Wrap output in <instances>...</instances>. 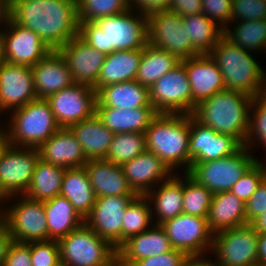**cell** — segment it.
<instances>
[{
	"label": "cell",
	"instance_id": "obj_1",
	"mask_svg": "<svg viewBox=\"0 0 266 266\" xmlns=\"http://www.w3.org/2000/svg\"><path fill=\"white\" fill-rule=\"evenodd\" d=\"M8 17L36 32L52 50L78 35L77 0H8Z\"/></svg>",
	"mask_w": 266,
	"mask_h": 266
},
{
	"label": "cell",
	"instance_id": "obj_2",
	"mask_svg": "<svg viewBox=\"0 0 266 266\" xmlns=\"http://www.w3.org/2000/svg\"><path fill=\"white\" fill-rule=\"evenodd\" d=\"M131 11L129 8L96 21L79 22L78 36L106 55L113 51L143 49L148 44L147 15L134 17Z\"/></svg>",
	"mask_w": 266,
	"mask_h": 266
},
{
	"label": "cell",
	"instance_id": "obj_3",
	"mask_svg": "<svg viewBox=\"0 0 266 266\" xmlns=\"http://www.w3.org/2000/svg\"><path fill=\"white\" fill-rule=\"evenodd\" d=\"M254 97L245 93L224 90L196 105L191 114L214 131L234 137L245 145L249 127L251 104Z\"/></svg>",
	"mask_w": 266,
	"mask_h": 266
},
{
	"label": "cell",
	"instance_id": "obj_4",
	"mask_svg": "<svg viewBox=\"0 0 266 266\" xmlns=\"http://www.w3.org/2000/svg\"><path fill=\"white\" fill-rule=\"evenodd\" d=\"M190 114L158 113L145 131L146 148L161 158L173 171L182 164L188 172ZM187 164V165H186Z\"/></svg>",
	"mask_w": 266,
	"mask_h": 266
},
{
	"label": "cell",
	"instance_id": "obj_5",
	"mask_svg": "<svg viewBox=\"0 0 266 266\" xmlns=\"http://www.w3.org/2000/svg\"><path fill=\"white\" fill-rule=\"evenodd\" d=\"M209 55L220 69L227 90L251 97L263 94L266 76L248 50L233 45L223 36Z\"/></svg>",
	"mask_w": 266,
	"mask_h": 266
},
{
	"label": "cell",
	"instance_id": "obj_6",
	"mask_svg": "<svg viewBox=\"0 0 266 266\" xmlns=\"http://www.w3.org/2000/svg\"><path fill=\"white\" fill-rule=\"evenodd\" d=\"M13 111L6 130L9 145L38 148L60 128L46 99L37 98Z\"/></svg>",
	"mask_w": 266,
	"mask_h": 266
},
{
	"label": "cell",
	"instance_id": "obj_7",
	"mask_svg": "<svg viewBox=\"0 0 266 266\" xmlns=\"http://www.w3.org/2000/svg\"><path fill=\"white\" fill-rule=\"evenodd\" d=\"M57 242L60 261L68 266H117V249L85 222Z\"/></svg>",
	"mask_w": 266,
	"mask_h": 266
},
{
	"label": "cell",
	"instance_id": "obj_8",
	"mask_svg": "<svg viewBox=\"0 0 266 266\" xmlns=\"http://www.w3.org/2000/svg\"><path fill=\"white\" fill-rule=\"evenodd\" d=\"M248 150L245 145H242L229 156L212 161L191 162V168L187 173L213 194L230 191L258 160L250 155Z\"/></svg>",
	"mask_w": 266,
	"mask_h": 266
},
{
	"label": "cell",
	"instance_id": "obj_9",
	"mask_svg": "<svg viewBox=\"0 0 266 266\" xmlns=\"http://www.w3.org/2000/svg\"><path fill=\"white\" fill-rule=\"evenodd\" d=\"M149 93L157 113L192 114V91L184 60L159 78Z\"/></svg>",
	"mask_w": 266,
	"mask_h": 266
},
{
	"label": "cell",
	"instance_id": "obj_10",
	"mask_svg": "<svg viewBox=\"0 0 266 266\" xmlns=\"http://www.w3.org/2000/svg\"><path fill=\"white\" fill-rule=\"evenodd\" d=\"M183 24V17L169 10L148 15V43L174 54L180 60L200 55L193 48Z\"/></svg>",
	"mask_w": 266,
	"mask_h": 266
},
{
	"label": "cell",
	"instance_id": "obj_11",
	"mask_svg": "<svg viewBox=\"0 0 266 266\" xmlns=\"http://www.w3.org/2000/svg\"><path fill=\"white\" fill-rule=\"evenodd\" d=\"M258 233L251 224L225 229L214 234L212 248L216 266H255Z\"/></svg>",
	"mask_w": 266,
	"mask_h": 266
},
{
	"label": "cell",
	"instance_id": "obj_12",
	"mask_svg": "<svg viewBox=\"0 0 266 266\" xmlns=\"http://www.w3.org/2000/svg\"><path fill=\"white\" fill-rule=\"evenodd\" d=\"M160 225L172 247L189 258H202L203 253L212 248L214 233L210 230L207 218L181 213Z\"/></svg>",
	"mask_w": 266,
	"mask_h": 266
},
{
	"label": "cell",
	"instance_id": "obj_13",
	"mask_svg": "<svg viewBox=\"0 0 266 266\" xmlns=\"http://www.w3.org/2000/svg\"><path fill=\"white\" fill-rule=\"evenodd\" d=\"M38 159V148H18L7 143L1 148L0 190L7 197L6 200L15 194L17 197L26 193Z\"/></svg>",
	"mask_w": 266,
	"mask_h": 266
},
{
	"label": "cell",
	"instance_id": "obj_14",
	"mask_svg": "<svg viewBox=\"0 0 266 266\" xmlns=\"http://www.w3.org/2000/svg\"><path fill=\"white\" fill-rule=\"evenodd\" d=\"M19 203L0 213V220L5 224L15 242L29 243L48 241L49 233L43 201H35L23 195Z\"/></svg>",
	"mask_w": 266,
	"mask_h": 266
},
{
	"label": "cell",
	"instance_id": "obj_15",
	"mask_svg": "<svg viewBox=\"0 0 266 266\" xmlns=\"http://www.w3.org/2000/svg\"><path fill=\"white\" fill-rule=\"evenodd\" d=\"M46 100L51 106L57 124L69 128L95 113L96 91L90 86L73 83L50 95Z\"/></svg>",
	"mask_w": 266,
	"mask_h": 266
},
{
	"label": "cell",
	"instance_id": "obj_16",
	"mask_svg": "<svg viewBox=\"0 0 266 266\" xmlns=\"http://www.w3.org/2000/svg\"><path fill=\"white\" fill-rule=\"evenodd\" d=\"M5 24L9 30L1 33L4 62L32 67L52 51L36 32L14 23L9 17Z\"/></svg>",
	"mask_w": 266,
	"mask_h": 266
},
{
	"label": "cell",
	"instance_id": "obj_17",
	"mask_svg": "<svg viewBox=\"0 0 266 266\" xmlns=\"http://www.w3.org/2000/svg\"><path fill=\"white\" fill-rule=\"evenodd\" d=\"M137 195L98 197L84 222L114 248L122 245V219Z\"/></svg>",
	"mask_w": 266,
	"mask_h": 266
},
{
	"label": "cell",
	"instance_id": "obj_18",
	"mask_svg": "<svg viewBox=\"0 0 266 266\" xmlns=\"http://www.w3.org/2000/svg\"><path fill=\"white\" fill-rule=\"evenodd\" d=\"M58 51L66 60L74 83L90 86L96 91V83L106 54L88 45L78 35Z\"/></svg>",
	"mask_w": 266,
	"mask_h": 266
},
{
	"label": "cell",
	"instance_id": "obj_19",
	"mask_svg": "<svg viewBox=\"0 0 266 266\" xmlns=\"http://www.w3.org/2000/svg\"><path fill=\"white\" fill-rule=\"evenodd\" d=\"M241 146L234 137L214 131L190 114L189 154L192 162L223 158L233 154Z\"/></svg>",
	"mask_w": 266,
	"mask_h": 266
},
{
	"label": "cell",
	"instance_id": "obj_20",
	"mask_svg": "<svg viewBox=\"0 0 266 266\" xmlns=\"http://www.w3.org/2000/svg\"><path fill=\"white\" fill-rule=\"evenodd\" d=\"M37 99L31 67L0 63V109H17Z\"/></svg>",
	"mask_w": 266,
	"mask_h": 266
},
{
	"label": "cell",
	"instance_id": "obj_21",
	"mask_svg": "<svg viewBox=\"0 0 266 266\" xmlns=\"http://www.w3.org/2000/svg\"><path fill=\"white\" fill-rule=\"evenodd\" d=\"M192 91V113L200 102L226 90L223 75L209 54L184 59Z\"/></svg>",
	"mask_w": 266,
	"mask_h": 266
},
{
	"label": "cell",
	"instance_id": "obj_22",
	"mask_svg": "<svg viewBox=\"0 0 266 266\" xmlns=\"http://www.w3.org/2000/svg\"><path fill=\"white\" fill-rule=\"evenodd\" d=\"M121 167L129 186L137 195H145L153 189L151 188L153 184H157L159 181L163 182L172 176V170L166 163L148 150L124 163Z\"/></svg>",
	"mask_w": 266,
	"mask_h": 266
},
{
	"label": "cell",
	"instance_id": "obj_23",
	"mask_svg": "<svg viewBox=\"0 0 266 266\" xmlns=\"http://www.w3.org/2000/svg\"><path fill=\"white\" fill-rule=\"evenodd\" d=\"M35 94L39 99L71 86L74 81L66 60L58 50L50 51L44 58L31 67Z\"/></svg>",
	"mask_w": 266,
	"mask_h": 266
},
{
	"label": "cell",
	"instance_id": "obj_24",
	"mask_svg": "<svg viewBox=\"0 0 266 266\" xmlns=\"http://www.w3.org/2000/svg\"><path fill=\"white\" fill-rule=\"evenodd\" d=\"M169 238L161 225L130 237L117 249V266H131L135 261L172 251Z\"/></svg>",
	"mask_w": 266,
	"mask_h": 266
},
{
	"label": "cell",
	"instance_id": "obj_25",
	"mask_svg": "<svg viewBox=\"0 0 266 266\" xmlns=\"http://www.w3.org/2000/svg\"><path fill=\"white\" fill-rule=\"evenodd\" d=\"M39 158L66 169L83 167L87 162L81 144L70 128L60 127L38 147Z\"/></svg>",
	"mask_w": 266,
	"mask_h": 266
},
{
	"label": "cell",
	"instance_id": "obj_26",
	"mask_svg": "<svg viewBox=\"0 0 266 266\" xmlns=\"http://www.w3.org/2000/svg\"><path fill=\"white\" fill-rule=\"evenodd\" d=\"M84 167L96 198L137 195L129 186L121 166L106 159H90Z\"/></svg>",
	"mask_w": 266,
	"mask_h": 266
},
{
	"label": "cell",
	"instance_id": "obj_27",
	"mask_svg": "<svg viewBox=\"0 0 266 266\" xmlns=\"http://www.w3.org/2000/svg\"><path fill=\"white\" fill-rule=\"evenodd\" d=\"M95 107H115L135 109L153 107L150 101L149 88L136 80L110 84L96 93Z\"/></svg>",
	"mask_w": 266,
	"mask_h": 266
},
{
	"label": "cell",
	"instance_id": "obj_28",
	"mask_svg": "<svg viewBox=\"0 0 266 266\" xmlns=\"http://www.w3.org/2000/svg\"><path fill=\"white\" fill-rule=\"evenodd\" d=\"M95 113L114 134L145 133L153 118L158 114L153 107L128 110L115 107H95Z\"/></svg>",
	"mask_w": 266,
	"mask_h": 266
},
{
	"label": "cell",
	"instance_id": "obj_29",
	"mask_svg": "<svg viewBox=\"0 0 266 266\" xmlns=\"http://www.w3.org/2000/svg\"><path fill=\"white\" fill-rule=\"evenodd\" d=\"M210 230L219 231L248 224L245 204L230 191L214 193L207 216Z\"/></svg>",
	"mask_w": 266,
	"mask_h": 266
},
{
	"label": "cell",
	"instance_id": "obj_30",
	"mask_svg": "<svg viewBox=\"0 0 266 266\" xmlns=\"http://www.w3.org/2000/svg\"><path fill=\"white\" fill-rule=\"evenodd\" d=\"M69 128L81 144L87 160L106 159L114 133L102 123L96 113Z\"/></svg>",
	"mask_w": 266,
	"mask_h": 266
},
{
	"label": "cell",
	"instance_id": "obj_31",
	"mask_svg": "<svg viewBox=\"0 0 266 266\" xmlns=\"http://www.w3.org/2000/svg\"><path fill=\"white\" fill-rule=\"evenodd\" d=\"M143 49L120 50L107 54L96 83V93L110 84L136 79Z\"/></svg>",
	"mask_w": 266,
	"mask_h": 266
},
{
	"label": "cell",
	"instance_id": "obj_32",
	"mask_svg": "<svg viewBox=\"0 0 266 266\" xmlns=\"http://www.w3.org/2000/svg\"><path fill=\"white\" fill-rule=\"evenodd\" d=\"M60 195L66 197L78 214L85 219L96 201L86 168L65 169Z\"/></svg>",
	"mask_w": 266,
	"mask_h": 266
},
{
	"label": "cell",
	"instance_id": "obj_33",
	"mask_svg": "<svg viewBox=\"0 0 266 266\" xmlns=\"http://www.w3.org/2000/svg\"><path fill=\"white\" fill-rule=\"evenodd\" d=\"M43 207L47 219L49 240L58 241L84 223V219L64 196L57 195L43 201Z\"/></svg>",
	"mask_w": 266,
	"mask_h": 266
},
{
	"label": "cell",
	"instance_id": "obj_34",
	"mask_svg": "<svg viewBox=\"0 0 266 266\" xmlns=\"http://www.w3.org/2000/svg\"><path fill=\"white\" fill-rule=\"evenodd\" d=\"M144 196L150 201L154 200L158 215L156 225L183 213V180L177 178V175L163 181L158 191L150 190Z\"/></svg>",
	"mask_w": 266,
	"mask_h": 266
},
{
	"label": "cell",
	"instance_id": "obj_35",
	"mask_svg": "<svg viewBox=\"0 0 266 266\" xmlns=\"http://www.w3.org/2000/svg\"><path fill=\"white\" fill-rule=\"evenodd\" d=\"M65 169L43 162L39 158L34 167L31 183L24 196L35 201H45L60 195Z\"/></svg>",
	"mask_w": 266,
	"mask_h": 266
},
{
	"label": "cell",
	"instance_id": "obj_36",
	"mask_svg": "<svg viewBox=\"0 0 266 266\" xmlns=\"http://www.w3.org/2000/svg\"><path fill=\"white\" fill-rule=\"evenodd\" d=\"M180 61L174 54L148 43L143 48L135 80L150 88Z\"/></svg>",
	"mask_w": 266,
	"mask_h": 266
},
{
	"label": "cell",
	"instance_id": "obj_37",
	"mask_svg": "<svg viewBox=\"0 0 266 266\" xmlns=\"http://www.w3.org/2000/svg\"><path fill=\"white\" fill-rule=\"evenodd\" d=\"M183 28L187 29L193 48L201 54H209L223 37L224 30L203 13L183 17Z\"/></svg>",
	"mask_w": 266,
	"mask_h": 266
},
{
	"label": "cell",
	"instance_id": "obj_38",
	"mask_svg": "<svg viewBox=\"0 0 266 266\" xmlns=\"http://www.w3.org/2000/svg\"><path fill=\"white\" fill-rule=\"evenodd\" d=\"M232 30L226 28L223 36L233 45L248 51L266 48V19L240 21Z\"/></svg>",
	"mask_w": 266,
	"mask_h": 266
},
{
	"label": "cell",
	"instance_id": "obj_39",
	"mask_svg": "<svg viewBox=\"0 0 266 266\" xmlns=\"http://www.w3.org/2000/svg\"><path fill=\"white\" fill-rule=\"evenodd\" d=\"M146 150L145 133L130 132L114 134L106 160L122 166Z\"/></svg>",
	"mask_w": 266,
	"mask_h": 266
},
{
	"label": "cell",
	"instance_id": "obj_40",
	"mask_svg": "<svg viewBox=\"0 0 266 266\" xmlns=\"http://www.w3.org/2000/svg\"><path fill=\"white\" fill-rule=\"evenodd\" d=\"M144 195H137L127 206L122 219V244L130 237L149 229L153 209Z\"/></svg>",
	"mask_w": 266,
	"mask_h": 266
},
{
	"label": "cell",
	"instance_id": "obj_41",
	"mask_svg": "<svg viewBox=\"0 0 266 266\" xmlns=\"http://www.w3.org/2000/svg\"><path fill=\"white\" fill-rule=\"evenodd\" d=\"M185 175L183 180V213L207 218L213 193L199 184L187 172Z\"/></svg>",
	"mask_w": 266,
	"mask_h": 266
},
{
	"label": "cell",
	"instance_id": "obj_42",
	"mask_svg": "<svg viewBox=\"0 0 266 266\" xmlns=\"http://www.w3.org/2000/svg\"><path fill=\"white\" fill-rule=\"evenodd\" d=\"M129 8V0H77V17L79 22L96 21Z\"/></svg>",
	"mask_w": 266,
	"mask_h": 266
},
{
	"label": "cell",
	"instance_id": "obj_43",
	"mask_svg": "<svg viewBox=\"0 0 266 266\" xmlns=\"http://www.w3.org/2000/svg\"><path fill=\"white\" fill-rule=\"evenodd\" d=\"M265 178L266 167L261 161L257 160L233 185L230 192L235 194L245 204Z\"/></svg>",
	"mask_w": 266,
	"mask_h": 266
},
{
	"label": "cell",
	"instance_id": "obj_44",
	"mask_svg": "<svg viewBox=\"0 0 266 266\" xmlns=\"http://www.w3.org/2000/svg\"><path fill=\"white\" fill-rule=\"evenodd\" d=\"M251 110H254V112L252 111L254 114L253 118L250 117L249 133L245 142V146H251L250 142L253 143L256 137V139L258 138L259 141H261L266 147V98L263 95L254 97L250 112Z\"/></svg>",
	"mask_w": 266,
	"mask_h": 266
},
{
	"label": "cell",
	"instance_id": "obj_45",
	"mask_svg": "<svg viewBox=\"0 0 266 266\" xmlns=\"http://www.w3.org/2000/svg\"><path fill=\"white\" fill-rule=\"evenodd\" d=\"M26 244L30 247L32 266H55L60 261L59 244L56 240Z\"/></svg>",
	"mask_w": 266,
	"mask_h": 266
},
{
	"label": "cell",
	"instance_id": "obj_46",
	"mask_svg": "<svg viewBox=\"0 0 266 266\" xmlns=\"http://www.w3.org/2000/svg\"><path fill=\"white\" fill-rule=\"evenodd\" d=\"M238 19L241 21L266 19V0H232L231 20Z\"/></svg>",
	"mask_w": 266,
	"mask_h": 266
},
{
	"label": "cell",
	"instance_id": "obj_47",
	"mask_svg": "<svg viewBox=\"0 0 266 266\" xmlns=\"http://www.w3.org/2000/svg\"><path fill=\"white\" fill-rule=\"evenodd\" d=\"M232 0H202V13L223 29L231 20ZM225 25V26H224Z\"/></svg>",
	"mask_w": 266,
	"mask_h": 266
},
{
	"label": "cell",
	"instance_id": "obj_48",
	"mask_svg": "<svg viewBox=\"0 0 266 266\" xmlns=\"http://www.w3.org/2000/svg\"><path fill=\"white\" fill-rule=\"evenodd\" d=\"M189 257L179 250L135 261L131 266H184Z\"/></svg>",
	"mask_w": 266,
	"mask_h": 266
},
{
	"label": "cell",
	"instance_id": "obj_49",
	"mask_svg": "<svg viewBox=\"0 0 266 266\" xmlns=\"http://www.w3.org/2000/svg\"><path fill=\"white\" fill-rule=\"evenodd\" d=\"M245 212L248 224L266 212V178L245 203Z\"/></svg>",
	"mask_w": 266,
	"mask_h": 266
},
{
	"label": "cell",
	"instance_id": "obj_50",
	"mask_svg": "<svg viewBox=\"0 0 266 266\" xmlns=\"http://www.w3.org/2000/svg\"><path fill=\"white\" fill-rule=\"evenodd\" d=\"M4 266H32L30 247L26 243L13 242Z\"/></svg>",
	"mask_w": 266,
	"mask_h": 266
},
{
	"label": "cell",
	"instance_id": "obj_51",
	"mask_svg": "<svg viewBox=\"0 0 266 266\" xmlns=\"http://www.w3.org/2000/svg\"><path fill=\"white\" fill-rule=\"evenodd\" d=\"M169 11L182 17L202 13V0H170Z\"/></svg>",
	"mask_w": 266,
	"mask_h": 266
},
{
	"label": "cell",
	"instance_id": "obj_52",
	"mask_svg": "<svg viewBox=\"0 0 266 266\" xmlns=\"http://www.w3.org/2000/svg\"><path fill=\"white\" fill-rule=\"evenodd\" d=\"M134 5L140 8L141 14L148 16L154 12L169 10L170 0H132L131 8H135Z\"/></svg>",
	"mask_w": 266,
	"mask_h": 266
},
{
	"label": "cell",
	"instance_id": "obj_53",
	"mask_svg": "<svg viewBox=\"0 0 266 266\" xmlns=\"http://www.w3.org/2000/svg\"><path fill=\"white\" fill-rule=\"evenodd\" d=\"M14 239L9 234L5 224L0 220V266H4L9 248Z\"/></svg>",
	"mask_w": 266,
	"mask_h": 266
},
{
	"label": "cell",
	"instance_id": "obj_54",
	"mask_svg": "<svg viewBox=\"0 0 266 266\" xmlns=\"http://www.w3.org/2000/svg\"><path fill=\"white\" fill-rule=\"evenodd\" d=\"M266 262V234L258 233L257 263Z\"/></svg>",
	"mask_w": 266,
	"mask_h": 266
},
{
	"label": "cell",
	"instance_id": "obj_55",
	"mask_svg": "<svg viewBox=\"0 0 266 266\" xmlns=\"http://www.w3.org/2000/svg\"><path fill=\"white\" fill-rule=\"evenodd\" d=\"M251 225L257 233L266 234V212L258 216Z\"/></svg>",
	"mask_w": 266,
	"mask_h": 266
},
{
	"label": "cell",
	"instance_id": "obj_56",
	"mask_svg": "<svg viewBox=\"0 0 266 266\" xmlns=\"http://www.w3.org/2000/svg\"><path fill=\"white\" fill-rule=\"evenodd\" d=\"M184 266H216L214 262L209 259L205 260L202 258H189V260L184 264Z\"/></svg>",
	"mask_w": 266,
	"mask_h": 266
},
{
	"label": "cell",
	"instance_id": "obj_57",
	"mask_svg": "<svg viewBox=\"0 0 266 266\" xmlns=\"http://www.w3.org/2000/svg\"><path fill=\"white\" fill-rule=\"evenodd\" d=\"M8 17V0H0V22H6Z\"/></svg>",
	"mask_w": 266,
	"mask_h": 266
},
{
	"label": "cell",
	"instance_id": "obj_58",
	"mask_svg": "<svg viewBox=\"0 0 266 266\" xmlns=\"http://www.w3.org/2000/svg\"><path fill=\"white\" fill-rule=\"evenodd\" d=\"M3 61L2 35L0 32V63Z\"/></svg>",
	"mask_w": 266,
	"mask_h": 266
},
{
	"label": "cell",
	"instance_id": "obj_59",
	"mask_svg": "<svg viewBox=\"0 0 266 266\" xmlns=\"http://www.w3.org/2000/svg\"><path fill=\"white\" fill-rule=\"evenodd\" d=\"M6 143V135H0V150Z\"/></svg>",
	"mask_w": 266,
	"mask_h": 266
},
{
	"label": "cell",
	"instance_id": "obj_60",
	"mask_svg": "<svg viewBox=\"0 0 266 266\" xmlns=\"http://www.w3.org/2000/svg\"><path fill=\"white\" fill-rule=\"evenodd\" d=\"M7 197L2 193V191L0 190V203H1V200H4L6 199ZM1 216V214H0Z\"/></svg>",
	"mask_w": 266,
	"mask_h": 266
},
{
	"label": "cell",
	"instance_id": "obj_61",
	"mask_svg": "<svg viewBox=\"0 0 266 266\" xmlns=\"http://www.w3.org/2000/svg\"><path fill=\"white\" fill-rule=\"evenodd\" d=\"M55 266H68L66 263L59 261Z\"/></svg>",
	"mask_w": 266,
	"mask_h": 266
},
{
	"label": "cell",
	"instance_id": "obj_62",
	"mask_svg": "<svg viewBox=\"0 0 266 266\" xmlns=\"http://www.w3.org/2000/svg\"><path fill=\"white\" fill-rule=\"evenodd\" d=\"M262 95L266 98V81H265L264 91Z\"/></svg>",
	"mask_w": 266,
	"mask_h": 266
},
{
	"label": "cell",
	"instance_id": "obj_63",
	"mask_svg": "<svg viewBox=\"0 0 266 266\" xmlns=\"http://www.w3.org/2000/svg\"><path fill=\"white\" fill-rule=\"evenodd\" d=\"M2 110L0 109V112H1ZM0 135H6V131H3V129L1 130V128H0Z\"/></svg>",
	"mask_w": 266,
	"mask_h": 266
},
{
	"label": "cell",
	"instance_id": "obj_64",
	"mask_svg": "<svg viewBox=\"0 0 266 266\" xmlns=\"http://www.w3.org/2000/svg\"><path fill=\"white\" fill-rule=\"evenodd\" d=\"M255 266H266V262H264V263H257Z\"/></svg>",
	"mask_w": 266,
	"mask_h": 266
}]
</instances>
